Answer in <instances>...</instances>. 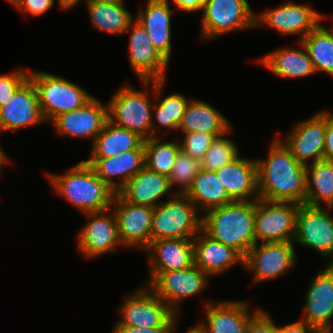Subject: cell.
<instances>
[{"label": "cell", "instance_id": "cell-12", "mask_svg": "<svg viewBox=\"0 0 333 333\" xmlns=\"http://www.w3.org/2000/svg\"><path fill=\"white\" fill-rule=\"evenodd\" d=\"M296 255L293 241L256 243L244 257L243 268L253 273V284H258L284 277L295 267Z\"/></svg>", "mask_w": 333, "mask_h": 333}, {"label": "cell", "instance_id": "cell-7", "mask_svg": "<svg viewBox=\"0 0 333 333\" xmlns=\"http://www.w3.org/2000/svg\"><path fill=\"white\" fill-rule=\"evenodd\" d=\"M209 275L195 264L182 270L149 272L146 285L176 314L186 298L200 295L209 286Z\"/></svg>", "mask_w": 333, "mask_h": 333}, {"label": "cell", "instance_id": "cell-22", "mask_svg": "<svg viewBox=\"0 0 333 333\" xmlns=\"http://www.w3.org/2000/svg\"><path fill=\"white\" fill-rule=\"evenodd\" d=\"M84 161L93 168L104 183L117 193L145 166L144 142L138 148L114 157L88 158Z\"/></svg>", "mask_w": 333, "mask_h": 333}, {"label": "cell", "instance_id": "cell-5", "mask_svg": "<svg viewBox=\"0 0 333 333\" xmlns=\"http://www.w3.org/2000/svg\"><path fill=\"white\" fill-rule=\"evenodd\" d=\"M28 78L36 88L42 115L48 123L57 115L82 107L93 97L73 81L44 70L30 69Z\"/></svg>", "mask_w": 333, "mask_h": 333}, {"label": "cell", "instance_id": "cell-31", "mask_svg": "<svg viewBox=\"0 0 333 333\" xmlns=\"http://www.w3.org/2000/svg\"><path fill=\"white\" fill-rule=\"evenodd\" d=\"M204 213L212 208L233 202L215 171L201 169L184 193Z\"/></svg>", "mask_w": 333, "mask_h": 333}, {"label": "cell", "instance_id": "cell-37", "mask_svg": "<svg viewBox=\"0 0 333 333\" xmlns=\"http://www.w3.org/2000/svg\"><path fill=\"white\" fill-rule=\"evenodd\" d=\"M233 132V128L226 134L216 137L210 144L209 149L200 161L201 169L216 171L230 162H233L241 154L237 143L227 135Z\"/></svg>", "mask_w": 333, "mask_h": 333}, {"label": "cell", "instance_id": "cell-48", "mask_svg": "<svg viewBox=\"0 0 333 333\" xmlns=\"http://www.w3.org/2000/svg\"><path fill=\"white\" fill-rule=\"evenodd\" d=\"M186 333H209V331L200 321L196 325H194V326L191 325L190 327H188V330Z\"/></svg>", "mask_w": 333, "mask_h": 333}, {"label": "cell", "instance_id": "cell-21", "mask_svg": "<svg viewBox=\"0 0 333 333\" xmlns=\"http://www.w3.org/2000/svg\"><path fill=\"white\" fill-rule=\"evenodd\" d=\"M203 301L206 318L201 322L209 333H246L250 319L260 310L250 309L246 300Z\"/></svg>", "mask_w": 333, "mask_h": 333}, {"label": "cell", "instance_id": "cell-29", "mask_svg": "<svg viewBox=\"0 0 333 333\" xmlns=\"http://www.w3.org/2000/svg\"><path fill=\"white\" fill-rule=\"evenodd\" d=\"M229 120L216 107L208 102L190 99L183 117L178 124L183 133L208 132L216 137L228 133L232 129Z\"/></svg>", "mask_w": 333, "mask_h": 333}, {"label": "cell", "instance_id": "cell-44", "mask_svg": "<svg viewBox=\"0 0 333 333\" xmlns=\"http://www.w3.org/2000/svg\"><path fill=\"white\" fill-rule=\"evenodd\" d=\"M323 160L333 162V113L326 110V131Z\"/></svg>", "mask_w": 333, "mask_h": 333}, {"label": "cell", "instance_id": "cell-27", "mask_svg": "<svg viewBox=\"0 0 333 333\" xmlns=\"http://www.w3.org/2000/svg\"><path fill=\"white\" fill-rule=\"evenodd\" d=\"M148 255L149 272L182 270L194 265L193 240L158 239L144 250Z\"/></svg>", "mask_w": 333, "mask_h": 333}, {"label": "cell", "instance_id": "cell-20", "mask_svg": "<svg viewBox=\"0 0 333 333\" xmlns=\"http://www.w3.org/2000/svg\"><path fill=\"white\" fill-rule=\"evenodd\" d=\"M45 122L36 88L29 78L14 92L11 100L0 107L2 134Z\"/></svg>", "mask_w": 333, "mask_h": 333}, {"label": "cell", "instance_id": "cell-42", "mask_svg": "<svg viewBox=\"0 0 333 333\" xmlns=\"http://www.w3.org/2000/svg\"><path fill=\"white\" fill-rule=\"evenodd\" d=\"M57 0H15L12 5L22 13L39 17L55 6Z\"/></svg>", "mask_w": 333, "mask_h": 333}, {"label": "cell", "instance_id": "cell-41", "mask_svg": "<svg viewBox=\"0 0 333 333\" xmlns=\"http://www.w3.org/2000/svg\"><path fill=\"white\" fill-rule=\"evenodd\" d=\"M246 333H278V325L268 312L260 309L250 319Z\"/></svg>", "mask_w": 333, "mask_h": 333}, {"label": "cell", "instance_id": "cell-6", "mask_svg": "<svg viewBox=\"0 0 333 333\" xmlns=\"http://www.w3.org/2000/svg\"><path fill=\"white\" fill-rule=\"evenodd\" d=\"M202 215L185 194L176 193L154 207L151 241L158 239L193 240L201 231Z\"/></svg>", "mask_w": 333, "mask_h": 333}, {"label": "cell", "instance_id": "cell-39", "mask_svg": "<svg viewBox=\"0 0 333 333\" xmlns=\"http://www.w3.org/2000/svg\"><path fill=\"white\" fill-rule=\"evenodd\" d=\"M216 136L208 132L184 133L179 140L180 149L193 159L201 161Z\"/></svg>", "mask_w": 333, "mask_h": 333}, {"label": "cell", "instance_id": "cell-17", "mask_svg": "<svg viewBox=\"0 0 333 333\" xmlns=\"http://www.w3.org/2000/svg\"><path fill=\"white\" fill-rule=\"evenodd\" d=\"M127 32L130 33L128 60L135 75L140 81L166 80L169 63L154 48L144 27L134 20Z\"/></svg>", "mask_w": 333, "mask_h": 333}, {"label": "cell", "instance_id": "cell-38", "mask_svg": "<svg viewBox=\"0 0 333 333\" xmlns=\"http://www.w3.org/2000/svg\"><path fill=\"white\" fill-rule=\"evenodd\" d=\"M201 170L200 161L193 159L181 149L176 155L175 163L168 176L171 187H177L174 191L184 194L191 186L193 179Z\"/></svg>", "mask_w": 333, "mask_h": 333}, {"label": "cell", "instance_id": "cell-11", "mask_svg": "<svg viewBox=\"0 0 333 333\" xmlns=\"http://www.w3.org/2000/svg\"><path fill=\"white\" fill-rule=\"evenodd\" d=\"M332 207L301 204L296 218L294 244L318 253L326 264H333Z\"/></svg>", "mask_w": 333, "mask_h": 333}, {"label": "cell", "instance_id": "cell-43", "mask_svg": "<svg viewBox=\"0 0 333 333\" xmlns=\"http://www.w3.org/2000/svg\"><path fill=\"white\" fill-rule=\"evenodd\" d=\"M182 315L176 316L174 327H153V328H134L129 326L115 325L111 333H173L178 326V319Z\"/></svg>", "mask_w": 333, "mask_h": 333}, {"label": "cell", "instance_id": "cell-33", "mask_svg": "<svg viewBox=\"0 0 333 333\" xmlns=\"http://www.w3.org/2000/svg\"><path fill=\"white\" fill-rule=\"evenodd\" d=\"M167 80L154 81V104L152 109L153 137H157V127L174 129L178 133V124L181 121L186 106L190 99H187L179 92H174L161 98V93ZM162 99V100H161ZM156 119V120H154ZM156 123L158 124H154Z\"/></svg>", "mask_w": 333, "mask_h": 333}, {"label": "cell", "instance_id": "cell-36", "mask_svg": "<svg viewBox=\"0 0 333 333\" xmlns=\"http://www.w3.org/2000/svg\"><path fill=\"white\" fill-rule=\"evenodd\" d=\"M162 139L157 136L144 140L145 166L168 177L180 150V138L176 135L171 141Z\"/></svg>", "mask_w": 333, "mask_h": 333}, {"label": "cell", "instance_id": "cell-34", "mask_svg": "<svg viewBox=\"0 0 333 333\" xmlns=\"http://www.w3.org/2000/svg\"><path fill=\"white\" fill-rule=\"evenodd\" d=\"M305 204L333 208V162L320 160L306 166Z\"/></svg>", "mask_w": 333, "mask_h": 333}, {"label": "cell", "instance_id": "cell-1", "mask_svg": "<svg viewBox=\"0 0 333 333\" xmlns=\"http://www.w3.org/2000/svg\"><path fill=\"white\" fill-rule=\"evenodd\" d=\"M266 159L256 158L259 198L305 204L306 165L301 164L277 137Z\"/></svg>", "mask_w": 333, "mask_h": 333}, {"label": "cell", "instance_id": "cell-35", "mask_svg": "<svg viewBox=\"0 0 333 333\" xmlns=\"http://www.w3.org/2000/svg\"><path fill=\"white\" fill-rule=\"evenodd\" d=\"M321 22L301 41L306 47L314 69L333 77V29Z\"/></svg>", "mask_w": 333, "mask_h": 333}, {"label": "cell", "instance_id": "cell-32", "mask_svg": "<svg viewBox=\"0 0 333 333\" xmlns=\"http://www.w3.org/2000/svg\"><path fill=\"white\" fill-rule=\"evenodd\" d=\"M144 139L135 132L113 125L107 121L103 130L91 141L88 158H108L138 148Z\"/></svg>", "mask_w": 333, "mask_h": 333}, {"label": "cell", "instance_id": "cell-13", "mask_svg": "<svg viewBox=\"0 0 333 333\" xmlns=\"http://www.w3.org/2000/svg\"><path fill=\"white\" fill-rule=\"evenodd\" d=\"M326 15L311 8L310 5L296 4L289 1L284 5L273 7L255 14V28L268 27L284 35H298L301 41L309 32L314 30Z\"/></svg>", "mask_w": 333, "mask_h": 333}, {"label": "cell", "instance_id": "cell-4", "mask_svg": "<svg viewBox=\"0 0 333 333\" xmlns=\"http://www.w3.org/2000/svg\"><path fill=\"white\" fill-rule=\"evenodd\" d=\"M126 82L114 91L107 102L108 121L115 126L135 132L144 140L149 139L153 137L154 81H140L146 91L138 90ZM149 86L153 88L151 89L153 93L147 90ZM149 92L153 95L151 96Z\"/></svg>", "mask_w": 333, "mask_h": 333}, {"label": "cell", "instance_id": "cell-47", "mask_svg": "<svg viewBox=\"0 0 333 333\" xmlns=\"http://www.w3.org/2000/svg\"><path fill=\"white\" fill-rule=\"evenodd\" d=\"M59 7L61 8V10H71L74 7H77V5H79L80 1L83 0H57Z\"/></svg>", "mask_w": 333, "mask_h": 333}, {"label": "cell", "instance_id": "cell-18", "mask_svg": "<svg viewBox=\"0 0 333 333\" xmlns=\"http://www.w3.org/2000/svg\"><path fill=\"white\" fill-rule=\"evenodd\" d=\"M326 131V110L318 111L304 121L298 122L281 139L291 154L304 165L323 160Z\"/></svg>", "mask_w": 333, "mask_h": 333}, {"label": "cell", "instance_id": "cell-16", "mask_svg": "<svg viewBox=\"0 0 333 333\" xmlns=\"http://www.w3.org/2000/svg\"><path fill=\"white\" fill-rule=\"evenodd\" d=\"M305 295L302 321L318 332H332L333 320V264H326L315 274Z\"/></svg>", "mask_w": 333, "mask_h": 333}, {"label": "cell", "instance_id": "cell-9", "mask_svg": "<svg viewBox=\"0 0 333 333\" xmlns=\"http://www.w3.org/2000/svg\"><path fill=\"white\" fill-rule=\"evenodd\" d=\"M247 0H209L202 8L200 40L255 28V14Z\"/></svg>", "mask_w": 333, "mask_h": 333}, {"label": "cell", "instance_id": "cell-45", "mask_svg": "<svg viewBox=\"0 0 333 333\" xmlns=\"http://www.w3.org/2000/svg\"><path fill=\"white\" fill-rule=\"evenodd\" d=\"M318 331L302 320L278 326V333H317Z\"/></svg>", "mask_w": 333, "mask_h": 333}, {"label": "cell", "instance_id": "cell-14", "mask_svg": "<svg viewBox=\"0 0 333 333\" xmlns=\"http://www.w3.org/2000/svg\"><path fill=\"white\" fill-rule=\"evenodd\" d=\"M110 209L85 213L87 224L78 232V251L87 259H93L107 253H116L118 246H122L117 222L113 210ZM108 212V213H107Z\"/></svg>", "mask_w": 333, "mask_h": 333}, {"label": "cell", "instance_id": "cell-8", "mask_svg": "<svg viewBox=\"0 0 333 333\" xmlns=\"http://www.w3.org/2000/svg\"><path fill=\"white\" fill-rule=\"evenodd\" d=\"M123 301L115 325L153 328L174 327L176 323L177 315L147 285L126 294Z\"/></svg>", "mask_w": 333, "mask_h": 333}, {"label": "cell", "instance_id": "cell-40", "mask_svg": "<svg viewBox=\"0 0 333 333\" xmlns=\"http://www.w3.org/2000/svg\"><path fill=\"white\" fill-rule=\"evenodd\" d=\"M13 73L0 75V107L7 104L14 92L28 79L29 70L21 66Z\"/></svg>", "mask_w": 333, "mask_h": 333}, {"label": "cell", "instance_id": "cell-26", "mask_svg": "<svg viewBox=\"0 0 333 333\" xmlns=\"http://www.w3.org/2000/svg\"><path fill=\"white\" fill-rule=\"evenodd\" d=\"M215 172L233 201H255L259 198L256 159L239 156Z\"/></svg>", "mask_w": 333, "mask_h": 333}, {"label": "cell", "instance_id": "cell-51", "mask_svg": "<svg viewBox=\"0 0 333 333\" xmlns=\"http://www.w3.org/2000/svg\"><path fill=\"white\" fill-rule=\"evenodd\" d=\"M8 1V3L12 4L15 0H5Z\"/></svg>", "mask_w": 333, "mask_h": 333}, {"label": "cell", "instance_id": "cell-23", "mask_svg": "<svg viewBox=\"0 0 333 333\" xmlns=\"http://www.w3.org/2000/svg\"><path fill=\"white\" fill-rule=\"evenodd\" d=\"M169 0H147L146 8H139L135 20L146 30L154 48L169 63L172 51L171 9Z\"/></svg>", "mask_w": 333, "mask_h": 333}, {"label": "cell", "instance_id": "cell-50", "mask_svg": "<svg viewBox=\"0 0 333 333\" xmlns=\"http://www.w3.org/2000/svg\"><path fill=\"white\" fill-rule=\"evenodd\" d=\"M98 2H102V3H113L116 1H125V0H96Z\"/></svg>", "mask_w": 333, "mask_h": 333}, {"label": "cell", "instance_id": "cell-30", "mask_svg": "<svg viewBox=\"0 0 333 333\" xmlns=\"http://www.w3.org/2000/svg\"><path fill=\"white\" fill-rule=\"evenodd\" d=\"M92 27L99 31L118 36L125 35L130 24L135 20L133 13L125 7L126 1L102 3L96 0H84Z\"/></svg>", "mask_w": 333, "mask_h": 333}, {"label": "cell", "instance_id": "cell-3", "mask_svg": "<svg viewBox=\"0 0 333 333\" xmlns=\"http://www.w3.org/2000/svg\"><path fill=\"white\" fill-rule=\"evenodd\" d=\"M255 201H233L207 210L202 216L201 230L243 257L255 244Z\"/></svg>", "mask_w": 333, "mask_h": 333}, {"label": "cell", "instance_id": "cell-15", "mask_svg": "<svg viewBox=\"0 0 333 333\" xmlns=\"http://www.w3.org/2000/svg\"><path fill=\"white\" fill-rule=\"evenodd\" d=\"M110 210L114 212L122 246L144 251L151 241L154 208L131 204L116 193Z\"/></svg>", "mask_w": 333, "mask_h": 333}, {"label": "cell", "instance_id": "cell-28", "mask_svg": "<svg viewBox=\"0 0 333 333\" xmlns=\"http://www.w3.org/2000/svg\"><path fill=\"white\" fill-rule=\"evenodd\" d=\"M296 47H280L267 52L257 60V63L268 68L272 74L281 78H305L315 75L312 60L302 41L297 40Z\"/></svg>", "mask_w": 333, "mask_h": 333}, {"label": "cell", "instance_id": "cell-2", "mask_svg": "<svg viewBox=\"0 0 333 333\" xmlns=\"http://www.w3.org/2000/svg\"><path fill=\"white\" fill-rule=\"evenodd\" d=\"M52 190L83 214L111 209L116 192L83 159L64 174L46 173Z\"/></svg>", "mask_w": 333, "mask_h": 333}, {"label": "cell", "instance_id": "cell-25", "mask_svg": "<svg viewBox=\"0 0 333 333\" xmlns=\"http://www.w3.org/2000/svg\"><path fill=\"white\" fill-rule=\"evenodd\" d=\"M194 264L209 276L223 274L237 264L244 266V257L234 248L216 241L202 230L193 239Z\"/></svg>", "mask_w": 333, "mask_h": 333}, {"label": "cell", "instance_id": "cell-10", "mask_svg": "<svg viewBox=\"0 0 333 333\" xmlns=\"http://www.w3.org/2000/svg\"><path fill=\"white\" fill-rule=\"evenodd\" d=\"M301 204L290 201L256 200L254 234L256 243L293 241Z\"/></svg>", "mask_w": 333, "mask_h": 333}, {"label": "cell", "instance_id": "cell-46", "mask_svg": "<svg viewBox=\"0 0 333 333\" xmlns=\"http://www.w3.org/2000/svg\"><path fill=\"white\" fill-rule=\"evenodd\" d=\"M209 0H172L176 9L186 13L202 11V8Z\"/></svg>", "mask_w": 333, "mask_h": 333}, {"label": "cell", "instance_id": "cell-19", "mask_svg": "<svg viewBox=\"0 0 333 333\" xmlns=\"http://www.w3.org/2000/svg\"><path fill=\"white\" fill-rule=\"evenodd\" d=\"M108 121L107 103L92 97L82 107L57 115L52 121L54 130L63 137L95 140Z\"/></svg>", "mask_w": 333, "mask_h": 333}, {"label": "cell", "instance_id": "cell-49", "mask_svg": "<svg viewBox=\"0 0 333 333\" xmlns=\"http://www.w3.org/2000/svg\"><path fill=\"white\" fill-rule=\"evenodd\" d=\"M0 130V134H1ZM10 157L7 156L6 152L3 150L2 145H0V174L3 168V165L5 166L7 163H10L11 160L9 159Z\"/></svg>", "mask_w": 333, "mask_h": 333}, {"label": "cell", "instance_id": "cell-24", "mask_svg": "<svg viewBox=\"0 0 333 333\" xmlns=\"http://www.w3.org/2000/svg\"><path fill=\"white\" fill-rule=\"evenodd\" d=\"M117 193L131 204L154 208L163 202L165 195L170 198L177 192L172 191L167 176L144 166Z\"/></svg>", "mask_w": 333, "mask_h": 333}]
</instances>
